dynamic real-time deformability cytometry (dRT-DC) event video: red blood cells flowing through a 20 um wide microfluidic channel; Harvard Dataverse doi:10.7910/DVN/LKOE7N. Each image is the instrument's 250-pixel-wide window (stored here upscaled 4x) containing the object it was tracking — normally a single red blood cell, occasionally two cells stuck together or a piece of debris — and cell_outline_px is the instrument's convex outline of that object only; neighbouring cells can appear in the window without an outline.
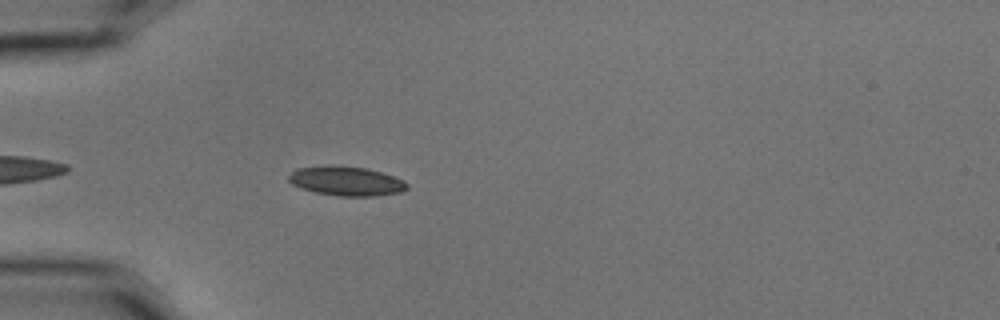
{"species": "common noctule bat (a hibernating species)", "species_latin": "Nyctalus noctula", "temperature_condition": "cold", "stored_images_in_passage": 6, "camera_frame_rate_fps": 3000, "um_per_image_px": 0.085, "animal": {"sex": "male", "body_mass_g": 15.6}, "frame": {"image": 1, "passage_image": 6, "time_ms": 1.667, "image_size_px": [1000, 320], "cell_outline_px": [[408, 188], [400, 192], [376, 196], [340, 196], [316, 192], [300, 188], [292, 184], [288, 180], [288, 176], [296, 168], [328, 164], [368, 168], [404, 180], [408, 184]], "centroid_in_image_um": [29.41, 15.37], "position_along_channel_um": 55.6, "area_um2": 20.4}}